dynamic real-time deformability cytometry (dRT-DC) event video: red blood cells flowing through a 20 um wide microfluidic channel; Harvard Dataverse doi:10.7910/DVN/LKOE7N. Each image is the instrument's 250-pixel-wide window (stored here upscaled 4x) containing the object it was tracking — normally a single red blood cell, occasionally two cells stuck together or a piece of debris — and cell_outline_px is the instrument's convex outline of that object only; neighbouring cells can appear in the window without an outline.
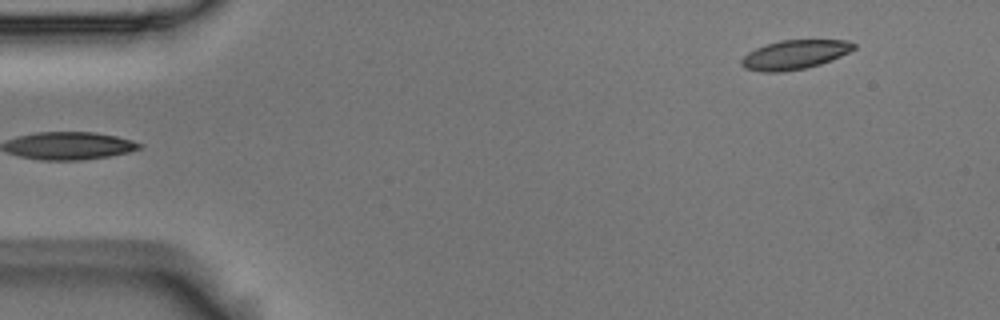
{"species": "Egyptian fruit bat (a non-hibernating species)", "species_latin": "Rousettus aegyptiacus", "temperature_condition": "room temperature", "stored_images_in_passage": 4, "camera_frame_rate_fps": 3000, "um_per_image_px": 0.085, "animal": {"sex": "male"}, "frame": {"image": 1, "passage_image": 1, "time_ms": 0.0, "image_size_px": [1000, 320], "cell_outline_px": [[856, 48], [832, 60], [820, 64], [804, 68], [784, 72], [760, 72], [744, 68], [740, 64], [740, 60], [748, 52], [756, 48], [780, 40], [848, 40], [856, 44]], "centroid_in_image_um": [67.53, 4.65], "position_along_channel_um": 17.5, "area_um2": 19.13}}